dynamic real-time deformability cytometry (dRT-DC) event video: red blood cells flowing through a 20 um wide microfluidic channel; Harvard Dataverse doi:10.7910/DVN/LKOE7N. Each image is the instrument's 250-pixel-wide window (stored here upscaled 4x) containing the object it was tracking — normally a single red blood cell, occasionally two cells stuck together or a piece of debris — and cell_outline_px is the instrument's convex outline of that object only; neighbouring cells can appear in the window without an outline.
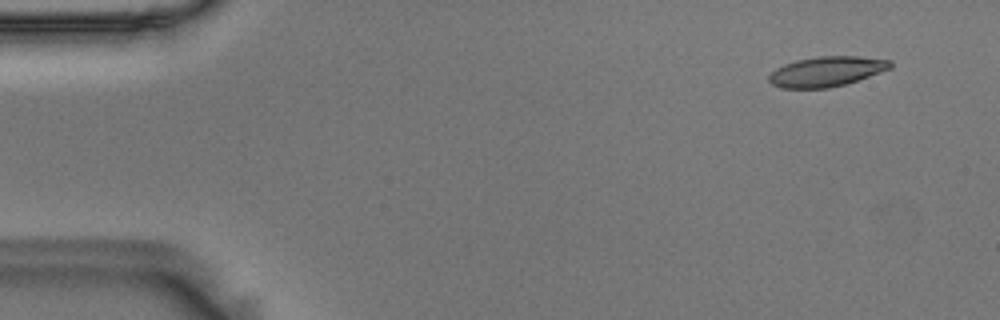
{"species": "Egyptian fruit bat (a non-hibernating species)", "species_latin": "Rousettus aegyptiacus", "temperature_condition": "room temperature", "stored_images_in_passage": 53, "camera_frame_rate_fps": 3000, "um_per_image_px": 0.085, "animal": {"sex": "male"}, "frame": {"image": 1, "passage_image": 2, "time_ms": 0.333, "image_size_px": [1000, 320], "cell_outline_px": [[892, 68], [844, 84], [828, 88], [780, 88], [772, 84], [768, 80], [768, 76], [776, 68], [784, 64], [796, 60], [816, 56], [860, 56], [892, 60]], "centroid_in_image_um": [70.24, 6.06], "position_along_channel_um": 14.8, "area_um2": 21.21}}
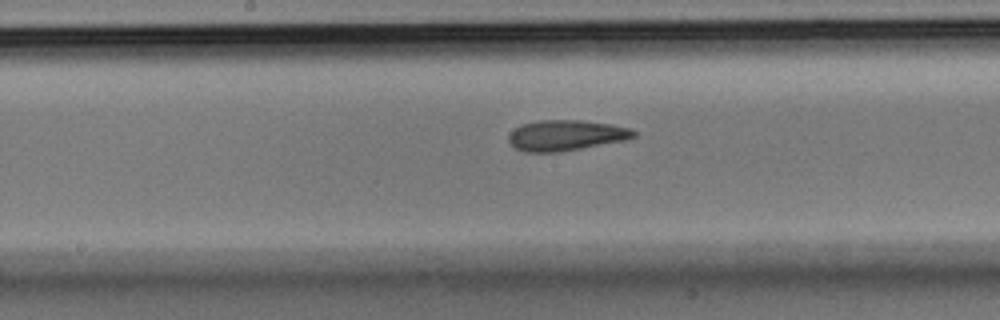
{"frame": {"image": 2, "passage_image": 26, "time_ms": 8.333, "image_size_px": [1000, 320], "cell_outline_px": [[636, 136], [628, 140], [560, 152], [524, 152], [516, 148], [508, 140], [508, 136], [520, 124], [540, 120], [580, 120], [612, 124], [628, 128], [636, 132]], "centroid_in_image_um": [48.12, 11.51], "position_along_channel_um": 200.1, "area_um2": 22.37}}
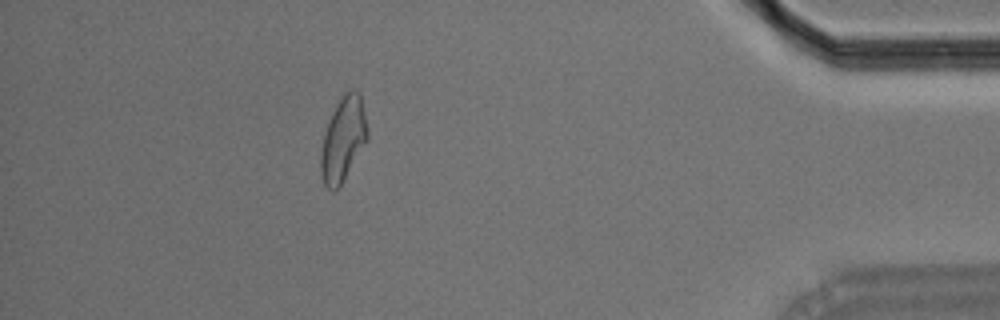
{"frame": {"image": 3, "passage_image": 47, "time_ms": 15.333, "image_size_px": [1000, 320], "cell_outline_px": [[368, 140], [340, 188], [328, 188], [324, 184], [320, 172], [320, 152], [324, 132], [328, 120], [336, 104], [348, 88], [356, 88], [360, 92], [368, 132]], "centroid_in_image_um": [29.17, 11.82], "position_along_channel_um": 406.0, "area_um2": 23.29}, "authors_computed_cell_mechanics": {"area_um2": 22.0796, "velocity_mm_per_s": 3.6418, "shape_relaxation_time_tau1_ms": 5.4236, "shape_relaxation_time_tau2_ms": 2.4701, "deformation_change_tau1": 0.1736, "deformation_change_tau2": 0.1147}}